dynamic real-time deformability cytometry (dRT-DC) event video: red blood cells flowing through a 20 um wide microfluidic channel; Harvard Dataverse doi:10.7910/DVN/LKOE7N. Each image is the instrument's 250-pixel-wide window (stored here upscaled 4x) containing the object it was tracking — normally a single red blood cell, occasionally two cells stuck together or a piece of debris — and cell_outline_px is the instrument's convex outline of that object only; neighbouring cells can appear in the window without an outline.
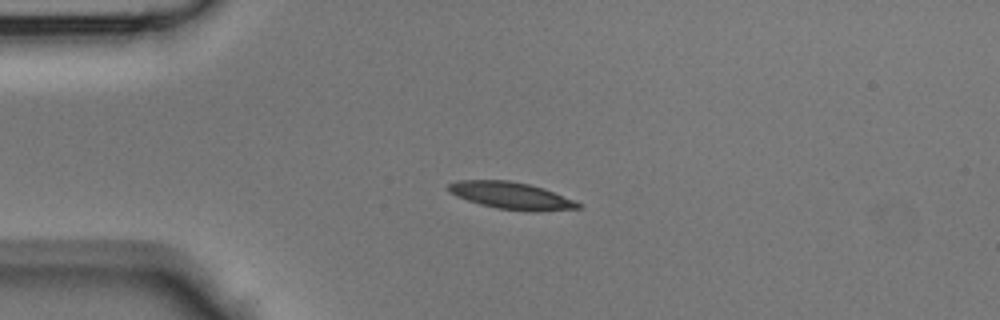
{"species": "Egyptian fruit bat (a non-hibernating species)", "species_latin": "Rousettus aegyptiacus", "temperature_condition": "room temperature", "stored_images_in_passage": 35, "camera_frame_rate_fps": 3000, "um_per_image_px": 0.085, "animal": {"sex": "male"}, "frame": {"image": 1, "passage_image": 1, "time_ms": 0.0, "image_size_px": [1000, 320], "cell_outline_px": [[584, 204], [580, 208], [536, 212], [528, 212], [496, 208], [480, 204], [456, 196], [448, 192], [448, 184], [456, 180], [508, 180], [528, 184], [544, 188], [576, 200]], "centroid_in_image_um": [43.5, 16.64], "position_along_channel_um": 41.5, "area_um2": 20.75}}
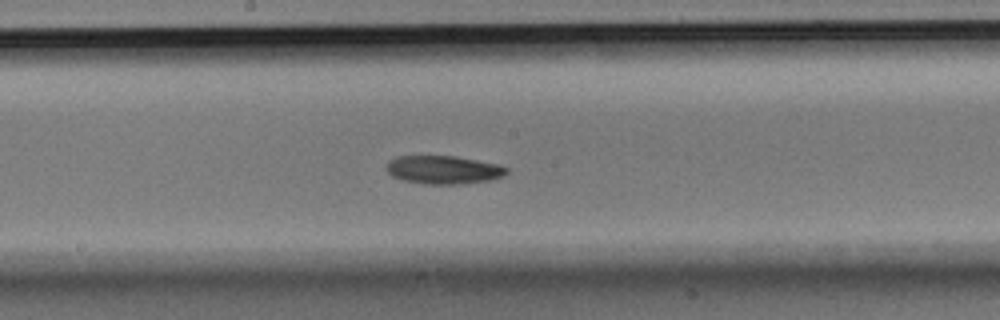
{"frame": {"image": 2, "passage_image": 14, "time_ms": 4.333, "image_size_px": [1000, 320], "cell_outline_px": [[508, 172], [504, 176], [488, 180], [456, 184], [424, 184], [404, 180], [392, 176], [384, 168], [388, 160], [396, 156], [456, 156], [500, 164], [508, 168]], "centroid_in_image_um": [37.68, 14.42], "position_along_channel_um": 210.5, "area_um2": 19.94}}
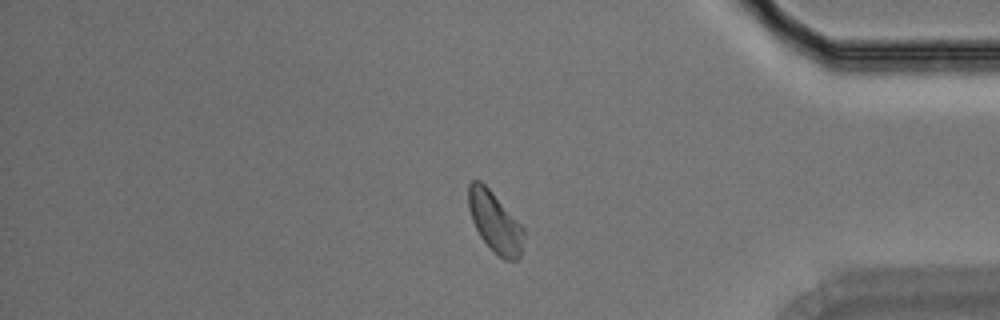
{"frame": {"image": 3, "passage_image": 28, "time_ms": 9.0, "image_size_px": [1000, 320], "cell_outline_px": [[524, 236], [520, 256], [516, 260], [504, 260], [480, 236], [472, 220], [468, 208], [468, 184], [472, 180], [480, 180], [492, 192], [524, 228]], "centroid_in_image_um": [42.06, 18.85], "position_along_channel_um": 393.1, "area_um2": 19.13}}